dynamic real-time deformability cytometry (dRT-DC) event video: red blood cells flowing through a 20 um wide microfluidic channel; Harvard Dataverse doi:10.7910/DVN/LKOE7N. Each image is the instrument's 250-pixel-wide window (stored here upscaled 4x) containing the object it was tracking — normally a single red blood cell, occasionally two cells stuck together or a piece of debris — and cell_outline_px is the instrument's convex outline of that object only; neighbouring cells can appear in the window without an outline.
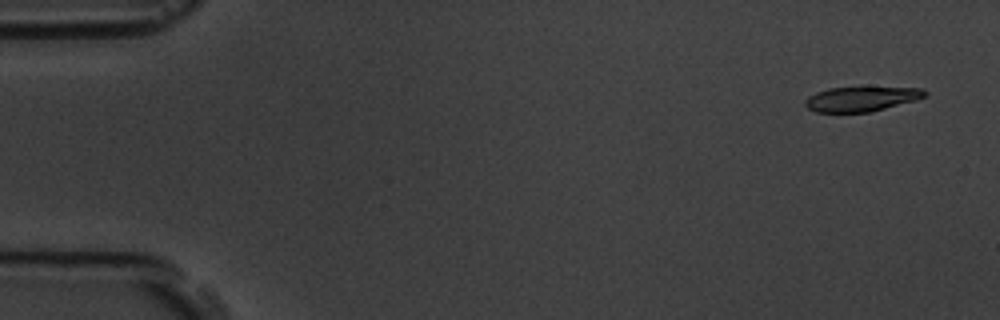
{"species": "common noctule bat (a hibernating species)", "species_latin": "Nyctalus noctula", "temperature_condition": "room temperature", "stored_images_in_passage": 4, "camera_frame_rate_fps": 3000, "um_per_image_px": 0.085, "animal": {"sex": "male", "body_mass_g": 19.5, "forearm_length_mm": 54.6}, "frame": {"image": 1, "passage_image": 1, "time_ms": 0.0, "image_size_px": [1000, 320], "cell_outline_px": [[928, 92], [924, 96], [916, 100], [868, 112], [816, 112], [808, 108], [804, 104], [804, 100], [808, 96], [816, 92], [828, 88], [924, 88]], "centroid_in_image_um": [73.17, 8.41], "position_along_channel_um": 11.8, "area_um2": 16.94}}